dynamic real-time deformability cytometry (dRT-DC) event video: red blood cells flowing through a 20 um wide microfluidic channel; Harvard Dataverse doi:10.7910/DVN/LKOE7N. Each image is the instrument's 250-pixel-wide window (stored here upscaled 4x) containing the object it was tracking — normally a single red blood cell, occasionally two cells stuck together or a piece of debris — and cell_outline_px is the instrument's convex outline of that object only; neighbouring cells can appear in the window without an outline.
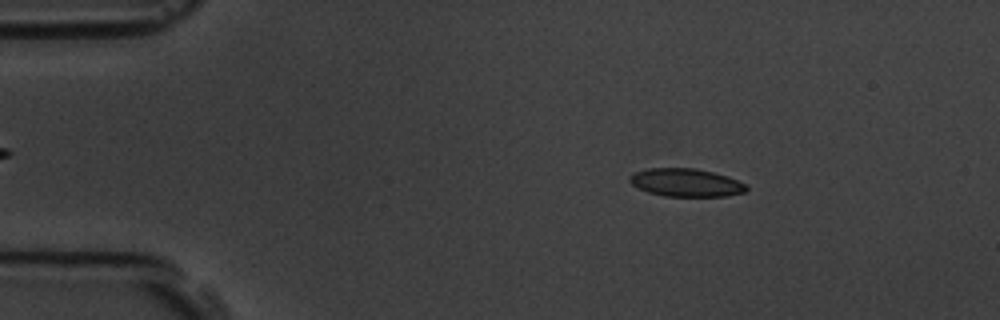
{"species": "common noctule bat (a hibernating species)", "species_latin": "Nyctalus noctula", "temperature_condition": "room temperature", "stored_images_in_passage": 4, "camera_frame_rate_fps": 3000, "um_per_image_px": 0.085, "animal": {"sex": "male", "body_mass_g": 19.5, "forearm_length_mm": 54.6}, "frame": {"image": 1, "passage_image": 2, "time_ms": 1.0, "image_size_px": [1000, 320], "cell_outline_px": [[748, 188], [744, 192], [728, 196], [664, 196], [648, 192], [632, 184], [628, 180], [628, 176], [636, 172], [648, 168], [696, 168], [728, 176], [744, 184]], "centroid_in_image_um": [58.29, 15.52], "position_along_channel_um": 26.7, "area_um2": 18.96}}